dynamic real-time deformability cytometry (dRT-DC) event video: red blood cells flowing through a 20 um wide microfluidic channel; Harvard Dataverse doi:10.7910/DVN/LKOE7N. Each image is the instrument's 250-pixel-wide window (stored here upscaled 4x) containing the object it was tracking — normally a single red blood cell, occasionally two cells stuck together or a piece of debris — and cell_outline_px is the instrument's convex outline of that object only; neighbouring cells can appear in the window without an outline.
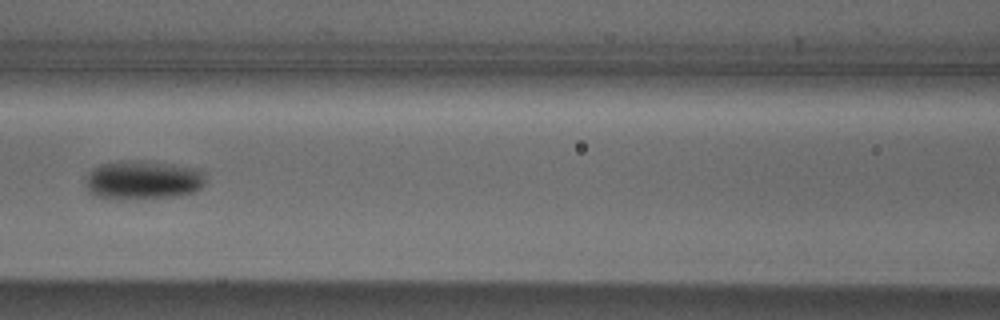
{"species": "Egyptian fruit bat (a non-hibernating species)", "species_latin": "Rousettus aegyptiacus", "temperature_condition": "cold", "stored_images_in_passage": 6, "camera_frame_rate_fps": 3000, "um_per_image_px": 0.085, "animal": {"sex": "male"}, "frame": {"image": 1, "passage_image": 6, "time_ms": 6.667, "image_size_px": [1000, 320], "cell_outline_px": [[204, 184], [196, 192], [180, 196], [116, 200], [92, 196], [88, 192], [84, 184], [92, 168], [100, 164], [120, 160], [148, 160], [200, 168], [204, 172]], "centroid_in_image_um": [12.14, 15.3], "position_along_channel_um": 154.5, "area_um2": 28.15}}